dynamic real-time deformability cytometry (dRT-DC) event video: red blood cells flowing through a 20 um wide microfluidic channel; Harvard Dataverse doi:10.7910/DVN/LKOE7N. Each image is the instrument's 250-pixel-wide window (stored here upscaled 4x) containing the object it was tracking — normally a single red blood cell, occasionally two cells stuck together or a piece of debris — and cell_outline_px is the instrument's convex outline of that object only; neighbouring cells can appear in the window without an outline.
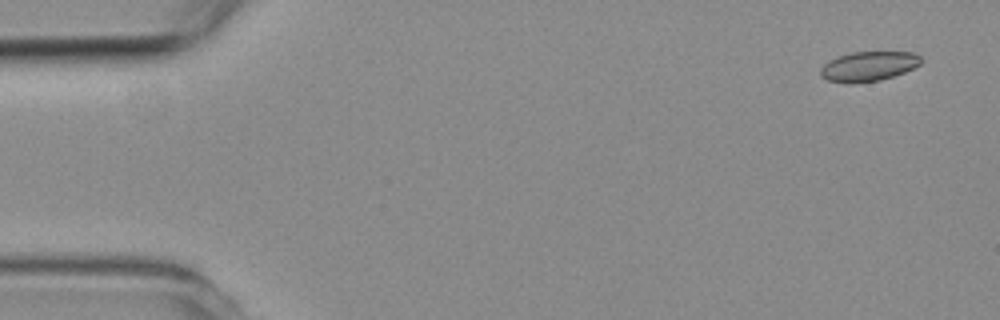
{"species": "common noctule bat (a hibernating species)", "species_latin": "Nyctalus noctula", "temperature_condition": "room temperature", "stored_images_in_passage": 5, "camera_frame_rate_fps": 3000, "um_per_image_px": 0.085, "animal": {"sex": "female", "body_mass_g": 19.3, "forearm_length_mm": 54.1}, "frame": {"image": 1, "passage_image": 1, "time_ms": 0.0, "image_size_px": [1000, 320], "cell_outline_px": [[924, 60], [920, 64], [904, 72], [880, 80], [852, 84], [848, 84], [828, 80], [820, 76], [820, 68], [824, 64], [836, 56], [852, 52], [916, 52]], "centroid_in_image_um": [73.81, 5.63], "position_along_channel_um": 11.2, "area_um2": 17.57}}
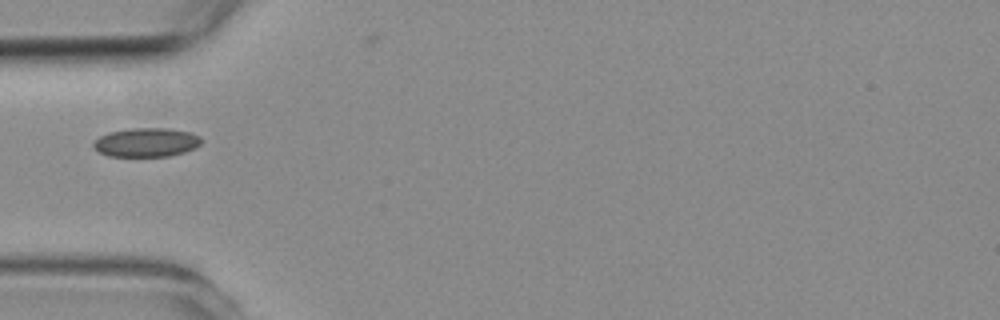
{"frame": {"image": 2, "passage_image": 4, "time_ms": 4.667, "image_size_px": [1000, 320], "cell_outline_px": [[200, 144], [196, 148], [184, 152], [168, 156], [108, 156], [92, 148], [92, 144], [100, 136], [108, 132], [132, 128], [168, 128], [192, 132], [200, 136]], "centroid_in_image_um": [12.44, 12.09], "position_along_channel_um": 72.6, "area_um2": 18.26}}
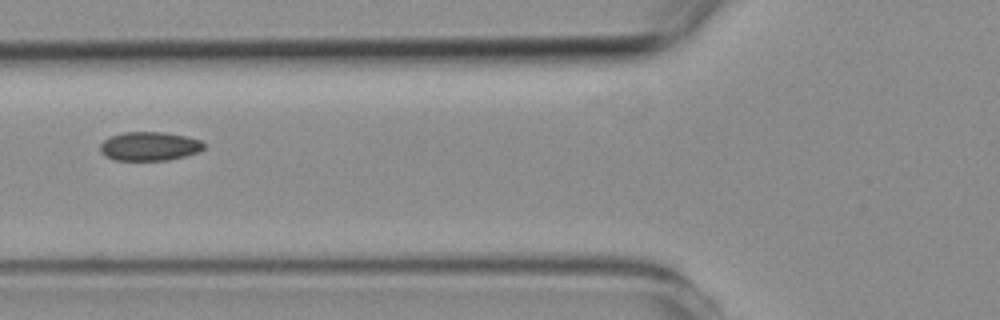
{"frame": {"image": 3, "passage_image": 5, "time_ms": 5.667, "image_size_px": [1000, 320], "cell_outline_px": [[204, 148], [200, 152], [168, 160], [116, 160], [104, 156], [100, 152], [100, 144], [104, 140], [112, 136], [124, 132], [164, 132], [184, 136], [200, 140], [204, 144]], "centroid_in_image_um": [12.69, 12.44], "position_along_channel_um": 113.1, "area_um2": 17.4}}